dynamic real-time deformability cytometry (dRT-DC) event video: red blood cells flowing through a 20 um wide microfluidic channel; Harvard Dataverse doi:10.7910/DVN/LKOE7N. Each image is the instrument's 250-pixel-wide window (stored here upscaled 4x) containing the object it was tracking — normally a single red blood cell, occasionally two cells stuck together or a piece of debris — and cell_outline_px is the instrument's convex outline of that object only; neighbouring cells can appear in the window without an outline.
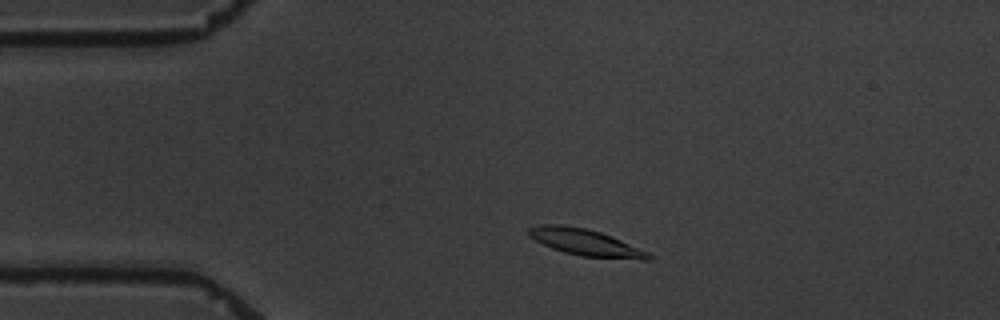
{"species": "common noctule bat (a hibernating species)", "species_latin": "Nyctalus noctula", "temperature_condition": "warm", "stored_images_in_passage": 3, "camera_frame_rate_fps": 3000, "um_per_image_px": 0.085, "animal": {"sex": "male", "body_mass_g": 19.5, "forearm_length_mm": 54.6}, "frame": {"image": 1, "passage_image": 2, "time_ms": 1.0, "image_size_px": [1000, 320], "cell_outline_px": [[652, 260], [640, 260], [580, 256], [564, 252], [552, 248], [528, 236], [528, 228], [540, 224], [560, 224], [584, 228], [600, 232], [612, 236], [648, 252], [652, 256]], "centroid_in_image_um": [49.78, 20.61], "position_along_channel_um": 35.2, "area_um2": 18.55}}